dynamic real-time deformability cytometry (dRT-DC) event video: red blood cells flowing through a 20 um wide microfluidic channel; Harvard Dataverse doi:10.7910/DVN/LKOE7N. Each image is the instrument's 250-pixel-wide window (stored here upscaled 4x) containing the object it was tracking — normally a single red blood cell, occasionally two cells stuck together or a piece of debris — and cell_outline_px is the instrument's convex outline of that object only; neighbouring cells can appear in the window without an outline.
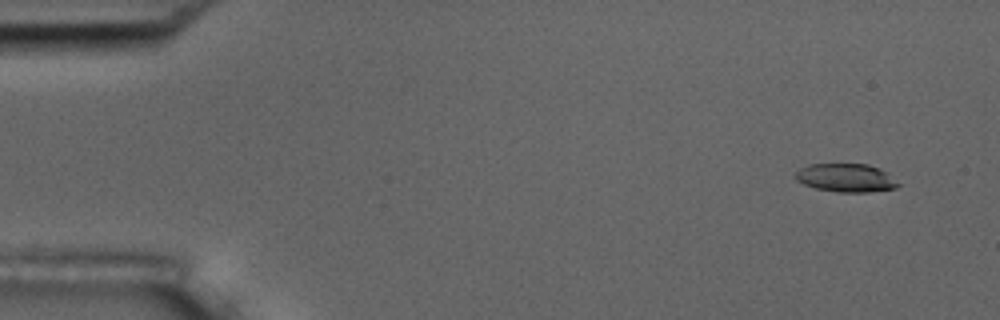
{"species": "common noctule bat (a hibernating species)", "species_latin": "Nyctalus noctula", "temperature_condition": "room temperature", "stored_images_in_passage": 9, "camera_frame_rate_fps": 3000, "um_per_image_px": 0.085, "animal": {"sex": "male", "body_mass_g": 17.5, "forearm_length_mm": 52.3}, "frame": {"image": 1, "passage_image": 1, "time_ms": 0.0, "image_size_px": [1000, 320], "cell_outline_px": [[900, 184], [896, 188], [868, 192], [836, 192], [816, 188], [804, 184], [796, 180], [796, 172], [800, 168], [808, 164], [868, 164], [880, 168], [888, 172]], "centroid_in_image_um": [71.93, 15.11], "position_along_channel_um": 13.1, "area_um2": 17.05}}
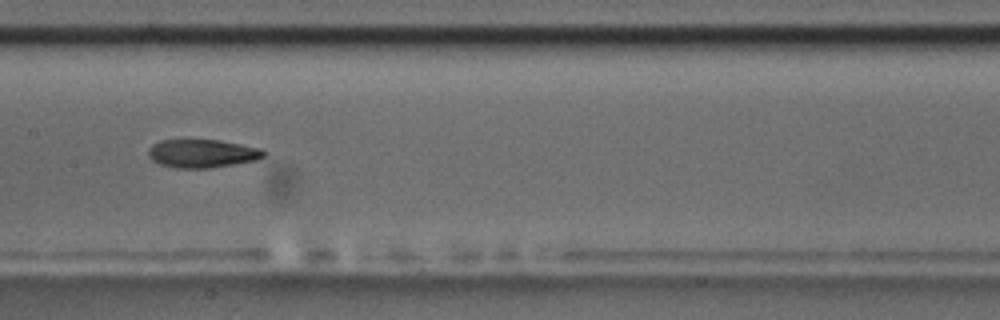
{"frame": {"image": 2, "passage_image": 7, "time_ms": 8.0, "image_size_px": [1000, 320], "cell_outline_px": [[268, 152], [264, 156], [256, 160], [208, 168], [176, 168], [160, 164], [152, 160], [148, 156], [148, 148], [152, 144], [160, 140], [220, 140], [260, 148]], "centroid_in_image_um": [17.17, 13.04], "position_along_channel_um": 190.2, "area_um2": 19.02}}
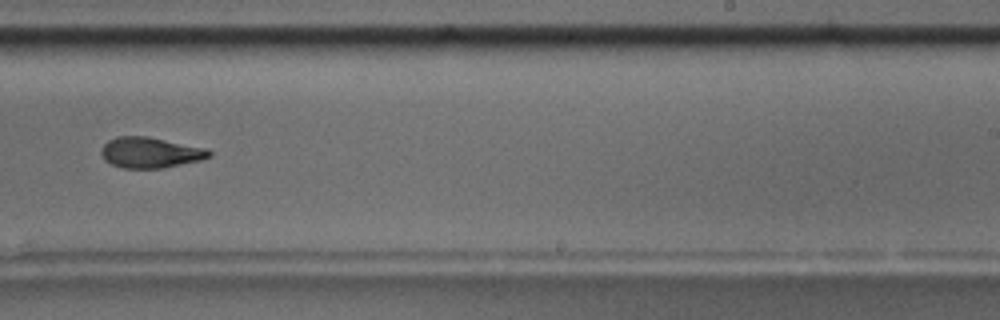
{"frame": {"image": 3, "passage_image": 9, "time_ms": 10.333, "image_size_px": [1000, 320], "cell_outline_px": [[212, 156], [200, 160], [164, 168], [120, 168], [104, 160], [100, 152], [100, 148], [108, 140], [116, 136], [148, 136], [208, 148], [212, 152]], "centroid_in_image_um": [12.77, 12.96], "position_along_channel_um": 276.2, "area_um2": 19.59}}